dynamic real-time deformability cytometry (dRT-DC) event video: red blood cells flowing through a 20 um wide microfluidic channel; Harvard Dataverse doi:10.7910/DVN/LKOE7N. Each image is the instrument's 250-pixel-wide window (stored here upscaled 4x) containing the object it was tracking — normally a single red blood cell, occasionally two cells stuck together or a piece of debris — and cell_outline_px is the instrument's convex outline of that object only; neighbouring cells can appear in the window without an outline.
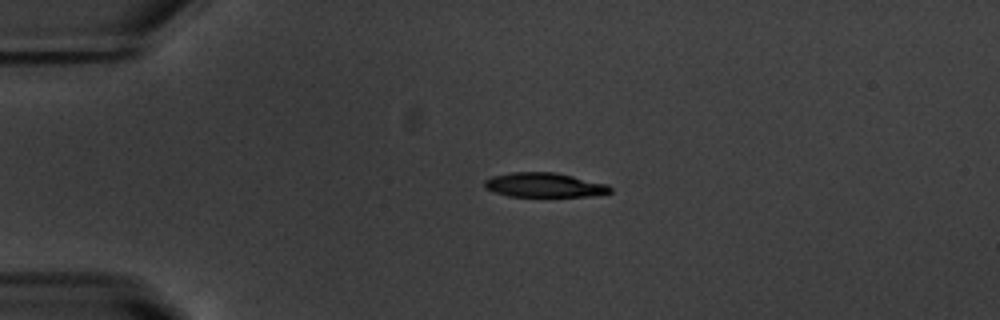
{"species": "common noctule bat (a hibernating species)", "species_latin": "Nyctalus noctula", "temperature_condition": "warm", "stored_images_in_passage": 42, "camera_frame_rate_fps": 3000, "um_per_image_px": 0.085, "animal": {"sex": "male", "body_mass_g": 20.1, "forearm_length_mm": 53.5}, "frame": {"image": 1, "passage_image": 1, "time_ms": 0.0, "image_size_px": [1000, 320], "cell_outline_px": [[612, 192], [596, 196], [508, 196], [484, 188], [484, 180], [492, 176], [508, 172], [556, 172], [608, 184], [612, 188]], "centroid_in_image_um": [46.28, 15.72], "position_along_channel_um": 38.7, "area_um2": 18.03}}
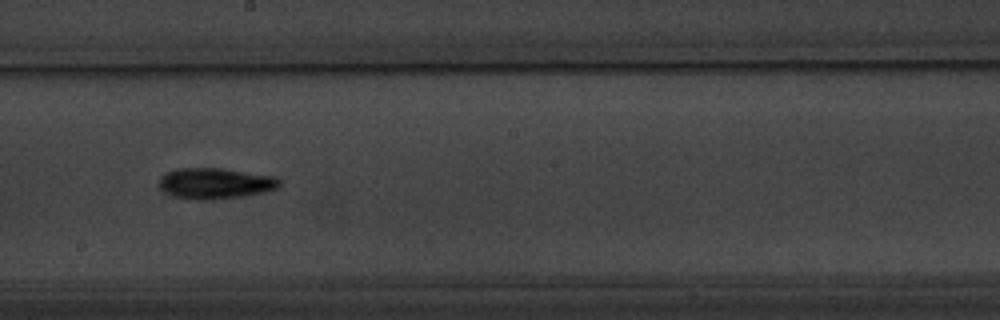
{"frame": {"image": 2, "passage_image": 19, "time_ms": 6.0, "image_size_px": [1000, 320], "cell_outline_px": [[280, 184], [276, 188], [264, 192], [244, 196], [208, 200], [192, 200], [176, 196], [164, 188], [160, 184], [160, 180], [168, 172], [176, 168], [220, 168], [272, 176], [280, 180]], "centroid_in_image_um": [18.34, 15.59], "position_along_channel_um": 229.9, "area_um2": 21.1}}
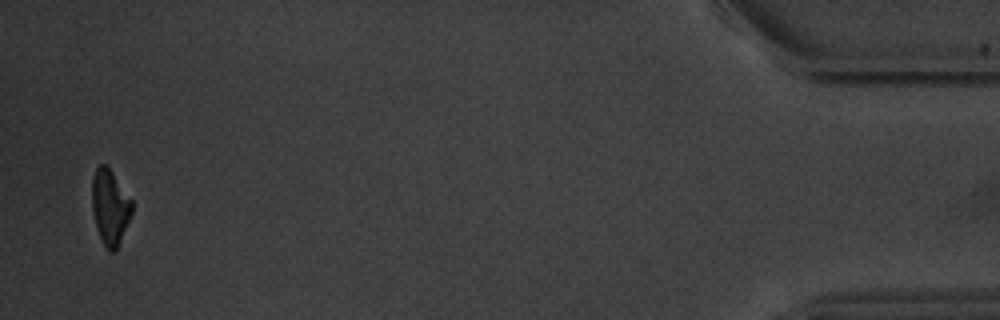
{"frame": {"image": 3, "passage_image": 41, "time_ms": 13.333, "image_size_px": [1000, 320], "cell_outline_px": [[132, 212], [116, 252], [108, 252], [96, 228], [92, 212], [92, 176], [96, 168], [100, 164], [104, 164], [112, 172], [132, 200]], "centroid_in_image_um": [9.34, 17.62], "position_along_channel_um": 425.9, "area_um2": 17.46}, "authors_computed_cell_mechanics": {"area_um2": 19.0162, "velocity_mm_per_s": 3.7841, "shape_relaxation_time_tau1_ms": 2.986, "shape_relaxation_time_tau2_ms": 3.4708, "deformation_change_tau1": 0.1514, "deformation_change_tau2": 0.1065}}